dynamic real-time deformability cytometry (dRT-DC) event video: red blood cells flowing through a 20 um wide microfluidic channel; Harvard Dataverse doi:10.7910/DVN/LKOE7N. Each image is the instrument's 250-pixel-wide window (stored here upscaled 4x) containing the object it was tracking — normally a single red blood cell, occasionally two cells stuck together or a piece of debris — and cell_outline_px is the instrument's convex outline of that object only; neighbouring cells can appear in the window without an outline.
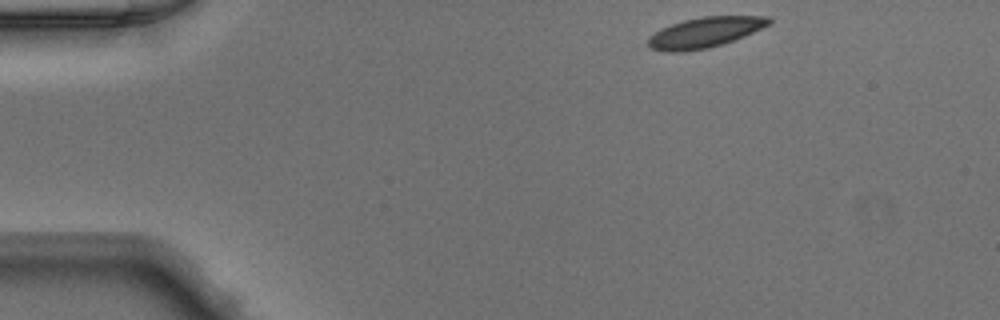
{"species": "Egyptian fruit bat (a non-hibernating species)", "species_latin": "Rousettus aegyptiacus", "temperature_condition": "warm", "stored_images_in_passage": 34, "camera_frame_rate_fps": 3000, "um_per_image_px": 0.085, "animal": {"sex": "male"}, "frame": {"image": 1, "passage_image": 1, "time_ms": 0.0, "image_size_px": [1000, 320], "cell_outline_px": [[772, 24], [744, 36], [724, 44], [708, 48], [680, 52], [668, 52], [652, 48], [648, 44], [648, 36], [672, 24], [684, 20], [704, 16], [768, 16], [772, 20]], "centroid_in_image_um": [59.97, 2.75], "position_along_channel_um": 25.0, "area_um2": 21.27}}
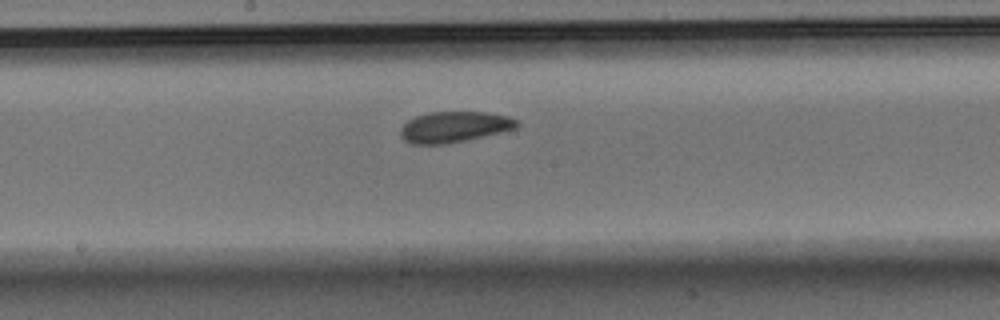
{"frame": {"image": 2, "passage_image": 20, "time_ms": 6.333, "image_size_px": [1000, 320], "cell_outline_px": [[520, 124], [516, 128], [468, 140], [448, 144], [412, 144], [404, 140], [400, 136], [400, 128], [408, 120], [416, 116], [428, 112], [484, 112], [508, 116], [516, 120]], "centroid_in_image_um": [38.58, 10.79], "position_along_channel_um": 209.6, "area_um2": 20.98}}
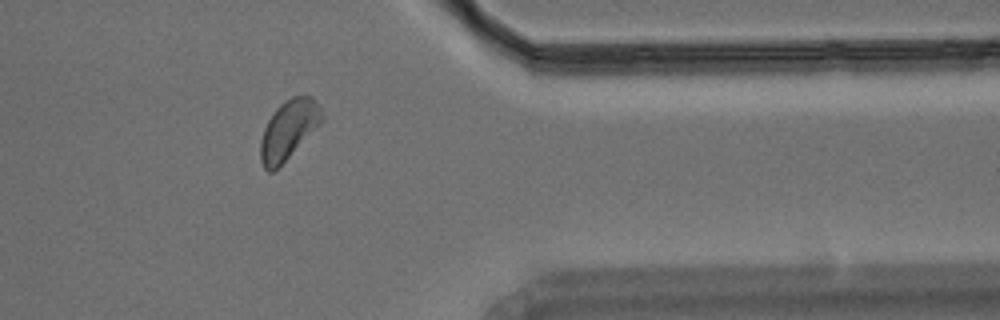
{"frame": {"image": 3, "passage_image": 34, "time_ms": 11.0, "image_size_px": [1000, 320], "cell_outline_px": [[324, 120], [272, 172], [268, 172], [264, 168], [260, 160], [260, 140], [264, 128], [272, 112], [284, 100], [292, 96], [312, 96], [320, 108], [324, 116]], "centroid_in_image_um": [24.51, 10.99], "position_along_channel_um": 386.9, "area_um2": 20.81}}